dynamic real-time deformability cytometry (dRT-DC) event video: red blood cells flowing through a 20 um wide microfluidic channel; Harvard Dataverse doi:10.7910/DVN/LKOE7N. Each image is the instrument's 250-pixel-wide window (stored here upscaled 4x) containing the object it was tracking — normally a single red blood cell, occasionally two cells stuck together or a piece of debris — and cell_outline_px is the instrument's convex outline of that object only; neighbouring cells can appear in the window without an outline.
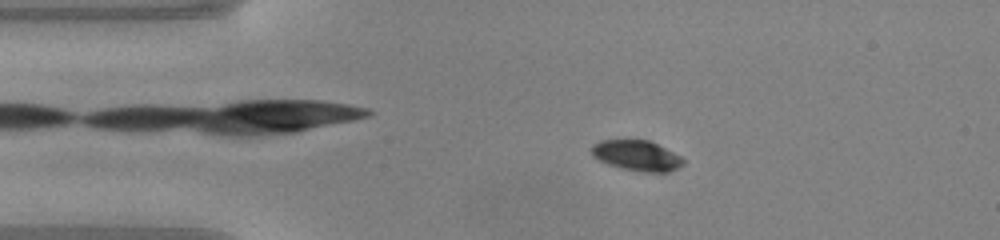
{"species": "common noctule bat (a hibernating species)", "species_latin": "Nyctalus noctula", "temperature_condition": "warm", "stored_images_in_passage": 48, "camera_frame_rate_fps": 3000, "um_per_image_px": 0.085, "animal": {"sex": "male", "body_mass_g": 20.0, "forearm_length_mm": 53.3}, "frame": {"image": 1, "passage_image": 8, "time_ms": 2.333, "image_size_px": [1000, 240], "cell_outline_px": [[684, 164], [668, 172], [644, 172], [620, 168], [608, 164], [592, 156], [588, 148], [592, 144], [600, 140], [648, 140], [680, 156], [684, 160]], "centroid_in_image_um": [54.06, 13.22], "position_along_channel_um": 30.9, "area_um2": 16.24}}
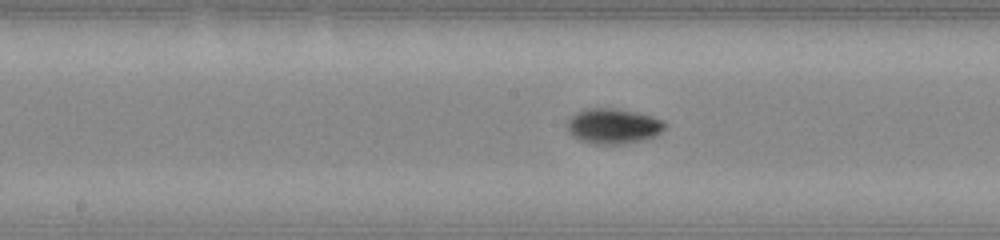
{"frame": {"image": 2, "passage_image": 23, "time_ms": 7.333, "image_size_px": [1000, 240], "cell_outline_px": [[668, 124], [656, 136], [644, 140], [620, 144], [596, 144], [580, 140], [572, 136], [568, 132], [568, 120], [576, 112], [588, 108], [616, 108], [636, 112], [652, 116], [664, 120]], "centroid_in_image_um": [52.15, 10.71], "position_along_channel_um": 196.0, "area_um2": 20.17}}
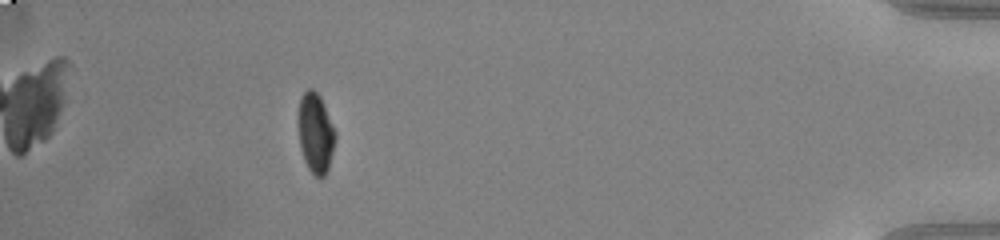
{"frame": {"image": 3, "passage_image": 43, "time_ms": 14.0, "image_size_px": [1000, 240], "cell_outline_px": [[336, 136], [328, 168], [324, 176], [320, 180], [308, 168], [304, 160], [300, 148], [296, 120], [300, 96], [308, 88], [312, 88], [320, 96], [324, 104], [336, 132]], "centroid_in_image_um": [26.78, 11.28], "position_along_channel_um": 408.4, "area_um2": 17.63}, "authors_computed_cell_mechanics": {"area_um2": 17.5423, "velocity_mm_per_s": 4.1316, "shape_relaxation_time_tau1_ms": 2.0714, "shape_relaxation_time_tau2_ms": null, "deformation_change_tau1": 0.1643, "deformation_change_tau2": null}}